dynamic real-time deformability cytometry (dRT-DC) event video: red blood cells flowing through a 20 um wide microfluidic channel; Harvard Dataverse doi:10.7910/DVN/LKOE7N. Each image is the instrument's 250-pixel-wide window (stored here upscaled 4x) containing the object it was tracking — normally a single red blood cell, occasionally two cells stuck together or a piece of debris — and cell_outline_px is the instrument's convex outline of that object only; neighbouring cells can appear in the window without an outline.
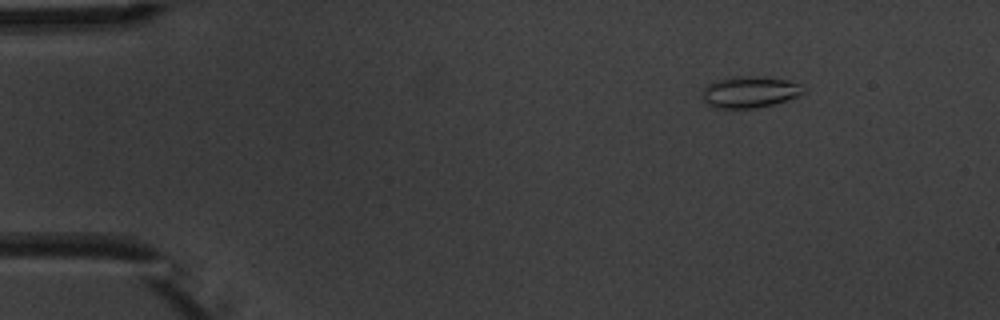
{"species": "common noctule bat (a hibernating species)", "species_latin": "Nyctalus noctula", "temperature_condition": "warm", "stored_images_in_passage": 8, "camera_frame_rate_fps": 3000, "um_per_image_px": 0.085, "animal": {"sex": "male", "body_mass_g": 20.1, "forearm_length_mm": 53.5}, "frame": {"image": 1, "passage_image": 1, "time_ms": 0.0, "image_size_px": [1000, 320], "cell_outline_px": [[804, 92], [796, 96], [776, 104], [756, 108], [716, 108], [704, 104], [704, 88], [708, 84], [716, 80], [732, 76], [760, 76], [788, 80], [800, 84]], "centroid_in_image_um": [63.7, 7.82], "position_along_channel_um": 21.3, "area_um2": 18.55}}
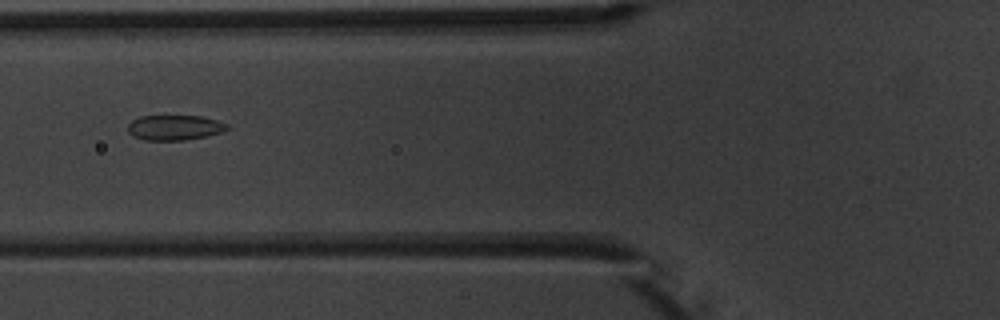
{"frame": {"image": 2, "passage_image": 5, "time_ms": 4.667, "image_size_px": [1000, 320], "cell_outline_px": [[228, 128], [220, 132], [204, 136], [184, 140], [144, 140], [132, 136], [128, 132], [128, 124], [132, 120], [140, 116], [200, 116], [216, 120], [228, 124]], "centroid_in_image_um": [14.79, 10.84], "position_along_channel_um": 111.0, "area_um2": 14.39}}
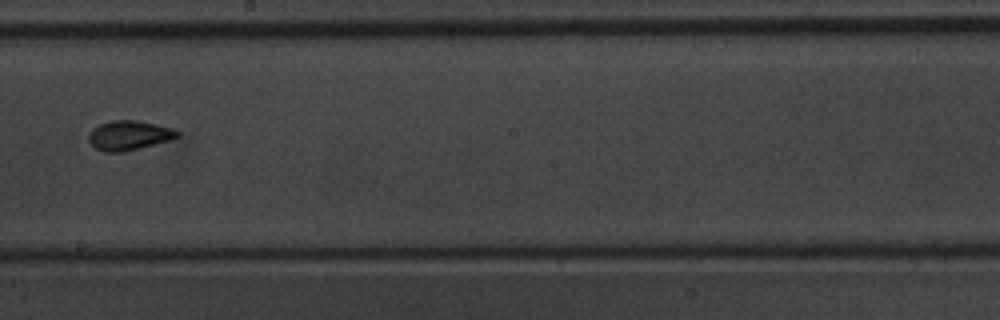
{"frame": {"image": 3, "passage_image": 8, "time_ms": 8.0, "image_size_px": [1000, 320], "cell_outline_px": [[180, 136], [168, 140], [120, 152], [104, 152], [96, 148], [88, 140], [88, 136], [92, 128], [100, 124], [112, 120], [136, 120], [156, 124], [172, 128], [180, 132]], "centroid_in_image_um": [10.94, 11.49], "position_along_channel_um": 237.3, "area_um2": 14.97}}